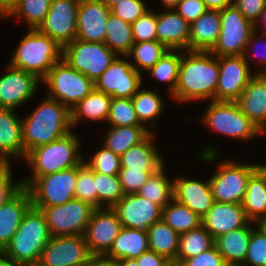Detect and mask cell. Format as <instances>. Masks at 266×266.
<instances>
[{"instance_id":"obj_62","label":"cell","mask_w":266,"mask_h":266,"mask_svg":"<svg viewBox=\"0 0 266 266\" xmlns=\"http://www.w3.org/2000/svg\"><path fill=\"white\" fill-rule=\"evenodd\" d=\"M266 21V7H265V9L262 11V13L259 15V17H258V19L256 20V22L253 24V30L254 31H257V26H258V22L260 21V23H261V21ZM263 34H262V36H266V32H262Z\"/></svg>"},{"instance_id":"obj_22","label":"cell","mask_w":266,"mask_h":266,"mask_svg":"<svg viewBox=\"0 0 266 266\" xmlns=\"http://www.w3.org/2000/svg\"><path fill=\"white\" fill-rule=\"evenodd\" d=\"M174 200L187 206L201 218L212 208L214 203L209 180L206 182L177 177L173 181Z\"/></svg>"},{"instance_id":"obj_46","label":"cell","mask_w":266,"mask_h":266,"mask_svg":"<svg viewBox=\"0 0 266 266\" xmlns=\"http://www.w3.org/2000/svg\"><path fill=\"white\" fill-rule=\"evenodd\" d=\"M252 229L247 255L243 262L245 266H266V233L258 225Z\"/></svg>"},{"instance_id":"obj_32","label":"cell","mask_w":266,"mask_h":266,"mask_svg":"<svg viewBox=\"0 0 266 266\" xmlns=\"http://www.w3.org/2000/svg\"><path fill=\"white\" fill-rule=\"evenodd\" d=\"M112 97L94 88L71 109V124L76 125L82 118L93 121L108 119Z\"/></svg>"},{"instance_id":"obj_23","label":"cell","mask_w":266,"mask_h":266,"mask_svg":"<svg viewBox=\"0 0 266 266\" xmlns=\"http://www.w3.org/2000/svg\"><path fill=\"white\" fill-rule=\"evenodd\" d=\"M157 41L168 50L189 51L190 24L174 10L157 13Z\"/></svg>"},{"instance_id":"obj_21","label":"cell","mask_w":266,"mask_h":266,"mask_svg":"<svg viewBox=\"0 0 266 266\" xmlns=\"http://www.w3.org/2000/svg\"><path fill=\"white\" fill-rule=\"evenodd\" d=\"M250 220L247 218L241 204L221 203L214 201L212 208L202 217V226L217 237L246 226Z\"/></svg>"},{"instance_id":"obj_54","label":"cell","mask_w":266,"mask_h":266,"mask_svg":"<svg viewBox=\"0 0 266 266\" xmlns=\"http://www.w3.org/2000/svg\"><path fill=\"white\" fill-rule=\"evenodd\" d=\"M233 5L245 19L254 24L266 7V0H233Z\"/></svg>"},{"instance_id":"obj_65","label":"cell","mask_w":266,"mask_h":266,"mask_svg":"<svg viewBox=\"0 0 266 266\" xmlns=\"http://www.w3.org/2000/svg\"><path fill=\"white\" fill-rule=\"evenodd\" d=\"M257 224H258V225L263 229V231L266 233V218L261 219Z\"/></svg>"},{"instance_id":"obj_10","label":"cell","mask_w":266,"mask_h":266,"mask_svg":"<svg viewBox=\"0 0 266 266\" xmlns=\"http://www.w3.org/2000/svg\"><path fill=\"white\" fill-rule=\"evenodd\" d=\"M40 209L46 218L50 236H83L94 207L79 199L61 205L33 206Z\"/></svg>"},{"instance_id":"obj_64","label":"cell","mask_w":266,"mask_h":266,"mask_svg":"<svg viewBox=\"0 0 266 266\" xmlns=\"http://www.w3.org/2000/svg\"><path fill=\"white\" fill-rule=\"evenodd\" d=\"M256 46V45H255ZM254 46V47H255ZM257 49V48H256ZM263 54V53H262ZM256 55V54H255ZM260 58H261V62H262V64L264 65V67L263 68H265L266 66V53H265V56H262L261 54H260ZM255 74H266V69L265 70H262V71H259V72H254Z\"/></svg>"},{"instance_id":"obj_41","label":"cell","mask_w":266,"mask_h":266,"mask_svg":"<svg viewBox=\"0 0 266 266\" xmlns=\"http://www.w3.org/2000/svg\"><path fill=\"white\" fill-rule=\"evenodd\" d=\"M177 52V53H176ZM181 53L178 50H168L159 61L148 71L154 79L169 83V93L174 94L176 90Z\"/></svg>"},{"instance_id":"obj_15","label":"cell","mask_w":266,"mask_h":266,"mask_svg":"<svg viewBox=\"0 0 266 266\" xmlns=\"http://www.w3.org/2000/svg\"><path fill=\"white\" fill-rule=\"evenodd\" d=\"M122 227V223L112 208L94 209L83 235L91 255L105 256L113 246Z\"/></svg>"},{"instance_id":"obj_44","label":"cell","mask_w":266,"mask_h":266,"mask_svg":"<svg viewBox=\"0 0 266 266\" xmlns=\"http://www.w3.org/2000/svg\"><path fill=\"white\" fill-rule=\"evenodd\" d=\"M75 198L89 203L97 209V190L94 171L85 163V160L77 166Z\"/></svg>"},{"instance_id":"obj_40","label":"cell","mask_w":266,"mask_h":266,"mask_svg":"<svg viewBox=\"0 0 266 266\" xmlns=\"http://www.w3.org/2000/svg\"><path fill=\"white\" fill-rule=\"evenodd\" d=\"M94 179L97 190V208L104 206L112 208L125 195L118 175H107L94 171Z\"/></svg>"},{"instance_id":"obj_59","label":"cell","mask_w":266,"mask_h":266,"mask_svg":"<svg viewBox=\"0 0 266 266\" xmlns=\"http://www.w3.org/2000/svg\"><path fill=\"white\" fill-rule=\"evenodd\" d=\"M0 266H21L9 256H7L3 251H0Z\"/></svg>"},{"instance_id":"obj_9","label":"cell","mask_w":266,"mask_h":266,"mask_svg":"<svg viewBox=\"0 0 266 266\" xmlns=\"http://www.w3.org/2000/svg\"><path fill=\"white\" fill-rule=\"evenodd\" d=\"M118 55L104 43L75 39L62 47V59L93 82L111 65Z\"/></svg>"},{"instance_id":"obj_7","label":"cell","mask_w":266,"mask_h":266,"mask_svg":"<svg viewBox=\"0 0 266 266\" xmlns=\"http://www.w3.org/2000/svg\"><path fill=\"white\" fill-rule=\"evenodd\" d=\"M42 81L50 89L47 96L70 110L94 89V82L70 67L63 59L56 62Z\"/></svg>"},{"instance_id":"obj_24","label":"cell","mask_w":266,"mask_h":266,"mask_svg":"<svg viewBox=\"0 0 266 266\" xmlns=\"http://www.w3.org/2000/svg\"><path fill=\"white\" fill-rule=\"evenodd\" d=\"M31 206L30 192L22 187L0 207V251H4L8 246L21 225L24 214Z\"/></svg>"},{"instance_id":"obj_6","label":"cell","mask_w":266,"mask_h":266,"mask_svg":"<svg viewBox=\"0 0 266 266\" xmlns=\"http://www.w3.org/2000/svg\"><path fill=\"white\" fill-rule=\"evenodd\" d=\"M219 14L221 30L218 41L210 52L217 57L247 56L249 46L252 48L257 40L258 31L253 30V24L234 5L219 10Z\"/></svg>"},{"instance_id":"obj_68","label":"cell","mask_w":266,"mask_h":266,"mask_svg":"<svg viewBox=\"0 0 266 266\" xmlns=\"http://www.w3.org/2000/svg\"><path fill=\"white\" fill-rule=\"evenodd\" d=\"M8 163L0 156V165H7Z\"/></svg>"},{"instance_id":"obj_5","label":"cell","mask_w":266,"mask_h":266,"mask_svg":"<svg viewBox=\"0 0 266 266\" xmlns=\"http://www.w3.org/2000/svg\"><path fill=\"white\" fill-rule=\"evenodd\" d=\"M62 59V46L51 37L30 29L21 39L9 64L36 75L42 80L56 62Z\"/></svg>"},{"instance_id":"obj_28","label":"cell","mask_w":266,"mask_h":266,"mask_svg":"<svg viewBox=\"0 0 266 266\" xmlns=\"http://www.w3.org/2000/svg\"><path fill=\"white\" fill-rule=\"evenodd\" d=\"M154 134L151 132L142 142L132 146L120 156L121 168L135 171H159L164 161L153 145Z\"/></svg>"},{"instance_id":"obj_38","label":"cell","mask_w":266,"mask_h":266,"mask_svg":"<svg viewBox=\"0 0 266 266\" xmlns=\"http://www.w3.org/2000/svg\"><path fill=\"white\" fill-rule=\"evenodd\" d=\"M164 171L165 168L163 167L152 174L137 192L138 195L145 197L162 209L174 199L173 181L168 179Z\"/></svg>"},{"instance_id":"obj_48","label":"cell","mask_w":266,"mask_h":266,"mask_svg":"<svg viewBox=\"0 0 266 266\" xmlns=\"http://www.w3.org/2000/svg\"><path fill=\"white\" fill-rule=\"evenodd\" d=\"M131 25L134 43L157 40V13L148 11Z\"/></svg>"},{"instance_id":"obj_67","label":"cell","mask_w":266,"mask_h":266,"mask_svg":"<svg viewBox=\"0 0 266 266\" xmlns=\"http://www.w3.org/2000/svg\"><path fill=\"white\" fill-rule=\"evenodd\" d=\"M258 168L264 173L266 177V164L258 165Z\"/></svg>"},{"instance_id":"obj_39","label":"cell","mask_w":266,"mask_h":266,"mask_svg":"<svg viewBox=\"0 0 266 266\" xmlns=\"http://www.w3.org/2000/svg\"><path fill=\"white\" fill-rule=\"evenodd\" d=\"M167 51L168 49L157 40L144 41L134 43L131 51L124 57L132 56L135 63L131 62V65L141 73V68L148 71Z\"/></svg>"},{"instance_id":"obj_43","label":"cell","mask_w":266,"mask_h":266,"mask_svg":"<svg viewBox=\"0 0 266 266\" xmlns=\"http://www.w3.org/2000/svg\"><path fill=\"white\" fill-rule=\"evenodd\" d=\"M51 0H20L6 17H22L28 28L37 29L50 9Z\"/></svg>"},{"instance_id":"obj_47","label":"cell","mask_w":266,"mask_h":266,"mask_svg":"<svg viewBox=\"0 0 266 266\" xmlns=\"http://www.w3.org/2000/svg\"><path fill=\"white\" fill-rule=\"evenodd\" d=\"M87 161V162H86ZM85 163L95 172L107 175H118L121 169L120 156L103 146Z\"/></svg>"},{"instance_id":"obj_51","label":"cell","mask_w":266,"mask_h":266,"mask_svg":"<svg viewBox=\"0 0 266 266\" xmlns=\"http://www.w3.org/2000/svg\"><path fill=\"white\" fill-rule=\"evenodd\" d=\"M10 168V164L0 168V207L22 188L21 181L13 183Z\"/></svg>"},{"instance_id":"obj_30","label":"cell","mask_w":266,"mask_h":266,"mask_svg":"<svg viewBox=\"0 0 266 266\" xmlns=\"http://www.w3.org/2000/svg\"><path fill=\"white\" fill-rule=\"evenodd\" d=\"M253 222L246 226L231 230L214 240V245L222 255L224 262L243 264L248 250Z\"/></svg>"},{"instance_id":"obj_8","label":"cell","mask_w":266,"mask_h":266,"mask_svg":"<svg viewBox=\"0 0 266 266\" xmlns=\"http://www.w3.org/2000/svg\"><path fill=\"white\" fill-rule=\"evenodd\" d=\"M202 121L213 131L249 140L263 132L240 109L236 101H211Z\"/></svg>"},{"instance_id":"obj_58","label":"cell","mask_w":266,"mask_h":266,"mask_svg":"<svg viewBox=\"0 0 266 266\" xmlns=\"http://www.w3.org/2000/svg\"><path fill=\"white\" fill-rule=\"evenodd\" d=\"M20 0H0V18L6 17Z\"/></svg>"},{"instance_id":"obj_14","label":"cell","mask_w":266,"mask_h":266,"mask_svg":"<svg viewBox=\"0 0 266 266\" xmlns=\"http://www.w3.org/2000/svg\"><path fill=\"white\" fill-rule=\"evenodd\" d=\"M118 56L94 82V88L112 98H132L141 88L142 73L130 61Z\"/></svg>"},{"instance_id":"obj_2","label":"cell","mask_w":266,"mask_h":266,"mask_svg":"<svg viewBox=\"0 0 266 266\" xmlns=\"http://www.w3.org/2000/svg\"><path fill=\"white\" fill-rule=\"evenodd\" d=\"M25 153L71 132V110L48 96L21 120Z\"/></svg>"},{"instance_id":"obj_29","label":"cell","mask_w":266,"mask_h":266,"mask_svg":"<svg viewBox=\"0 0 266 266\" xmlns=\"http://www.w3.org/2000/svg\"><path fill=\"white\" fill-rule=\"evenodd\" d=\"M149 250L147 230L122 227L113 246L105 255L113 261L136 259Z\"/></svg>"},{"instance_id":"obj_60","label":"cell","mask_w":266,"mask_h":266,"mask_svg":"<svg viewBox=\"0 0 266 266\" xmlns=\"http://www.w3.org/2000/svg\"><path fill=\"white\" fill-rule=\"evenodd\" d=\"M115 262L117 266H139L136 259H121Z\"/></svg>"},{"instance_id":"obj_26","label":"cell","mask_w":266,"mask_h":266,"mask_svg":"<svg viewBox=\"0 0 266 266\" xmlns=\"http://www.w3.org/2000/svg\"><path fill=\"white\" fill-rule=\"evenodd\" d=\"M0 156L9 164L14 156L25 159L21 119L15 109L0 108Z\"/></svg>"},{"instance_id":"obj_33","label":"cell","mask_w":266,"mask_h":266,"mask_svg":"<svg viewBox=\"0 0 266 266\" xmlns=\"http://www.w3.org/2000/svg\"><path fill=\"white\" fill-rule=\"evenodd\" d=\"M147 234L149 250L176 264L180 235L162 219L153 223L147 229Z\"/></svg>"},{"instance_id":"obj_52","label":"cell","mask_w":266,"mask_h":266,"mask_svg":"<svg viewBox=\"0 0 266 266\" xmlns=\"http://www.w3.org/2000/svg\"><path fill=\"white\" fill-rule=\"evenodd\" d=\"M207 10L203 0H182L174 9L189 24L195 22Z\"/></svg>"},{"instance_id":"obj_53","label":"cell","mask_w":266,"mask_h":266,"mask_svg":"<svg viewBox=\"0 0 266 266\" xmlns=\"http://www.w3.org/2000/svg\"><path fill=\"white\" fill-rule=\"evenodd\" d=\"M224 263L222 255L214 245L209 250L186 259L181 266H223Z\"/></svg>"},{"instance_id":"obj_31","label":"cell","mask_w":266,"mask_h":266,"mask_svg":"<svg viewBox=\"0 0 266 266\" xmlns=\"http://www.w3.org/2000/svg\"><path fill=\"white\" fill-rule=\"evenodd\" d=\"M242 207L254 223L266 218V177L258 168L249 178Z\"/></svg>"},{"instance_id":"obj_11","label":"cell","mask_w":266,"mask_h":266,"mask_svg":"<svg viewBox=\"0 0 266 266\" xmlns=\"http://www.w3.org/2000/svg\"><path fill=\"white\" fill-rule=\"evenodd\" d=\"M259 164H240L224 161L209 179L213 199L216 202L242 204L250 176Z\"/></svg>"},{"instance_id":"obj_18","label":"cell","mask_w":266,"mask_h":266,"mask_svg":"<svg viewBox=\"0 0 266 266\" xmlns=\"http://www.w3.org/2000/svg\"><path fill=\"white\" fill-rule=\"evenodd\" d=\"M112 209L123 227L147 230L161 220L162 208L150 200L135 194H125Z\"/></svg>"},{"instance_id":"obj_27","label":"cell","mask_w":266,"mask_h":266,"mask_svg":"<svg viewBox=\"0 0 266 266\" xmlns=\"http://www.w3.org/2000/svg\"><path fill=\"white\" fill-rule=\"evenodd\" d=\"M220 30L219 10L208 9L190 24L189 50L211 51L218 41Z\"/></svg>"},{"instance_id":"obj_66","label":"cell","mask_w":266,"mask_h":266,"mask_svg":"<svg viewBox=\"0 0 266 266\" xmlns=\"http://www.w3.org/2000/svg\"><path fill=\"white\" fill-rule=\"evenodd\" d=\"M223 266H245L244 264L241 263H227L225 262Z\"/></svg>"},{"instance_id":"obj_13","label":"cell","mask_w":266,"mask_h":266,"mask_svg":"<svg viewBox=\"0 0 266 266\" xmlns=\"http://www.w3.org/2000/svg\"><path fill=\"white\" fill-rule=\"evenodd\" d=\"M80 0H51L50 9L37 30L60 46L73 42L77 35V12Z\"/></svg>"},{"instance_id":"obj_61","label":"cell","mask_w":266,"mask_h":266,"mask_svg":"<svg viewBox=\"0 0 266 266\" xmlns=\"http://www.w3.org/2000/svg\"><path fill=\"white\" fill-rule=\"evenodd\" d=\"M166 9L174 10L182 0H160Z\"/></svg>"},{"instance_id":"obj_49","label":"cell","mask_w":266,"mask_h":266,"mask_svg":"<svg viewBox=\"0 0 266 266\" xmlns=\"http://www.w3.org/2000/svg\"><path fill=\"white\" fill-rule=\"evenodd\" d=\"M149 10L143 0H123L111 8V13L130 24Z\"/></svg>"},{"instance_id":"obj_42","label":"cell","mask_w":266,"mask_h":266,"mask_svg":"<svg viewBox=\"0 0 266 266\" xmlns=\"http://www.w3.org/2000/svg\"><path fill=\"white\" fill-rule=\"evenodd\" d=\"M162 101V97L155 91L140 90L139 88L137 93L132 97L139 122L146 126L145 123L155 121V118L164 110Z\"/></svg>"},{"instance_id":"obj_1","label":"cell","mask_w":266,"mask_h":266,"mask_svg":"<svg viewBox=\"0 0 266 266\" xmlns=\"http://www.w3.org/2000/svg\"><path fill=\"white\" fill-rule=\"evenodd\" d=\"M218 78L219 57L210 51H182L176 90L171 97L182 103L216 101Z\"/></svg>"},{"instance_id":"obj_50","label":"cell","mask_w":266,"mask_h":266,"mask_svg":"<svg viewBox=\"0 0 266 266\" xmlns=\"http://www.w3.org/2000/svg\"><path fill=\"white\" fill-rule=\"evenodd\" d=\"M158 171H135L128 168H121L119 179L124 194H135L139 191L152 174Z\"/></svg>"},{"instance_id":"obj_16","label":"cell","mask_w":266,"mask_h":266,"mask_svg":"<svg viewBox=\"0 0 266 266\" xmlns=\"http://www.w3.org/2000/svg\"><path fill=\"white\" fill-rule=\"evenodd\" d=\"M247 58L248 56L219 57L216 101H236L256 75L251 74Z\"/></svg>"},{"instance_id":"obj_12","label":"cell","mask_w":266,"mask_h":266,"mask_svg":"<svg viewBox=\"0 0 266 266\" xmlns=\"http://www.w3.org/2000/svg\"><path fill=\"white\" fill-rule=\"evenodd\" d=\"M77 166L38 177L27 189L32 206L61 205L75 198Z\"/></svg>"},{"instance_id":"obj_69","label":"cell","mask_w":266,"mask_h":266,"mask_svg":"<svg viewBox=\"0 0 266 266\" xmlns=\"http://www.w3.org/2000/svg\"><path fill=\"white\" fill-rule=\"evenodd\" d=\"M170 266H181V265H177V264H174V263L172 264L171 263Z\"/></svg>"},{"instance_id":"obj_20","label":"cell","mask_w":266,"mask_h":266,"mask_svg":"<svg viewBox=\"0 0 266 266\" xmlns=\"http://www.w3.org/2000/svg\"><path fill=\"white\" fill-rule=\"evenodd\" d=\"M111 12L101 0H80L76 39L104 43L106 24Z\"/></svg>"},{"instance_id":"obj_19","label":"cell","mask_w":266,"mask_h":266,"mask_svg":"<svg viewBox=\"0 0 266 266\" xmlns=\"http://www.w3.org/2000/svg\"><path fill=\"white\" fill-rule=\"evenodd\" d=\"M8 70L0 77V108L16 109L35 95L40 79L10 64Z\"/></svg>"},{"instance_id":"obj_55","label":"cell","mask_w":266,"mask_h":266,"mask_svg":"<svg viewBox=\"0 0 266 266\" xmlns=\"http://www.w3.org/2000/svg\"><path fill=\"white\" fill-rule=\"evenodd\" d=\"M139 266H169L171 262L153 251H146L136 258Z\"/></svg>"},{"instance_id":"obj_36","label":"cell","mask_w":266,"mask_h":266,"mask_svg":"<svg viewBox=\"0 0 266 266\" xmlns=\"http://www.w3.org/2000/svg\"><path fill=\"white\" fill-rule=\"evenodd\" d=\"M214 246L212 235L201 225L179 236V250L176 264L181 265L186 259L197 256Z\"/></svg>"},{"instance_id":"obj_34","label":"cell","mask_w":266,"mask_h":266,"mask_svg":"<svg viewBox=\"0 0 266 266\" xmlns=\"http://www.w3.org/2000/svg\"><path fill=\"white\" fill-rule=\"evenodd\" d=\"M144 125L110 126L104 146L121 156L132 146L142 142L152 131Z\"/></svg>"},{"instance_id":"obj_37","label":"cell","mask_w":266,"mask_h":266,"mask_svg":"<svg viewBox=\"0 0 266 266\" xmlns=\"http://www.w3.org/2000/svg\"><path fill=\"white\" fill-rule=\"evenodd\" d=\"M161 219L179 235L202 225V218L174 199L162 209Z\"/></svg>"},{"instance_id":"obj_56","label":"cell","mask_w":266,"mask_h":266,"mask_svg":"<svg viewBox=\"0 0 266 266\" xmlns=\"http://www.w3.org/2000/svg\"><path fill=\"white\" fill-rule=\"evenodd\" d=\"M80 266H117L116 262L112 259L101 256V255H91V257Z\"/></svg>"},{"instance_id":"obj_45","label":"cell","mask_w":266,"mask_h":266,"mask_svg":"<svg viewBox=\"0 0 266 266\" xmlns=\"http://www.w3.org/2000/svg\"><path fill=\"white\" fill-rule=\"evenodd\" d=\"M107 121L109 126L143 125L136 116L132 98H112Z\"/></svg>"},{"instance_id":"obj_3","label":"cell","mask_w":266,"mask_h":266,"mask_svg":"<svg viewBox=\"0 0 266 266\" xmlns=\"http://www.w3.org/2000/svg\"><path fill=\"white\" fill-rule=\"evenodd\" d=\"M80 140L71 131L67 135L31 149L25 160L32 167V176L22 179V187L28 188L38 177L74 168L85 159L78 152Z\"/></svg>"},{"instance_id":"obj_35","label":"cell","mask_w":266,"mask_h":266,"mask_svg":"<svg viewBox=\"0 0 266 266\" xmlns=\"http://www.w3.org/2000/svg\"><path fill=\"white\" fill-rule=\"evenodd\" d=\"M104 44L117 55L126 56L134 44L132 25L110 12Z\"/></svg>"},{"instance_id":"obj_63","label":"cell","mask_w":266,"mask_h":266,"mask_svg":"<svg viewBox=\"0 0 266 266\" xmlns=\"http://www.w3.org/2000/svg\"><path fill=\"white\" fill-rule=\"evenodd\" d=\"M109 9L123 0H101Z\"/></svg>"},{"instance_id":"obj_57","label":"cell","mask_w":266,"mask_h":266,"mask_svg":"<svg viewBox=\"0 0 266 266\" xmlns=\"http://www.w3.org/2000/svg\"><path fill=\"white\" fill-rule=\"evenodd\" d=\"M207 9L222 10L233 5V0H203Z\"/></svg>"},{"instance_id":"obj_17","label":"cell","mask_w":266,"mask_h":266,"mask_svg":"<svg viewBox=\"0 0 266 266\" xmlns=\"http://www.w3.org/2000/svg\"><path fill=\"white\" fill-rule=\"evenodd\" d=\"M90 257L84 236H51L37 265L80 266Z\"/></svg>"},{"instance_id":"obj_25","label":"cell","mask_w":266,"mask_h":266,"mask_svg":"<svg viewBox=\"0 0 266 266\" xmlns=\"http://www.w3.org/2000/svg\"><path fill=\"white\" fill-rule=\"evenodd\" d=\"M236 103L263 133L266 132V74H256Z\"/></svg>"},{"instance_id":"obj_4","label":"cell","mask_w":266,"mask_h":266,"mask_svg":"<svg viewBox=\"0 0 266 266\" xmlns=\"http://www.w3.org/2000/svg\"><path fill=\"white\" fill-rule=\"evenodd\" d=\"M50 237L44 213L31 206L3 252L21 266L37 265Z\"/></svg>"}]
</instances>
